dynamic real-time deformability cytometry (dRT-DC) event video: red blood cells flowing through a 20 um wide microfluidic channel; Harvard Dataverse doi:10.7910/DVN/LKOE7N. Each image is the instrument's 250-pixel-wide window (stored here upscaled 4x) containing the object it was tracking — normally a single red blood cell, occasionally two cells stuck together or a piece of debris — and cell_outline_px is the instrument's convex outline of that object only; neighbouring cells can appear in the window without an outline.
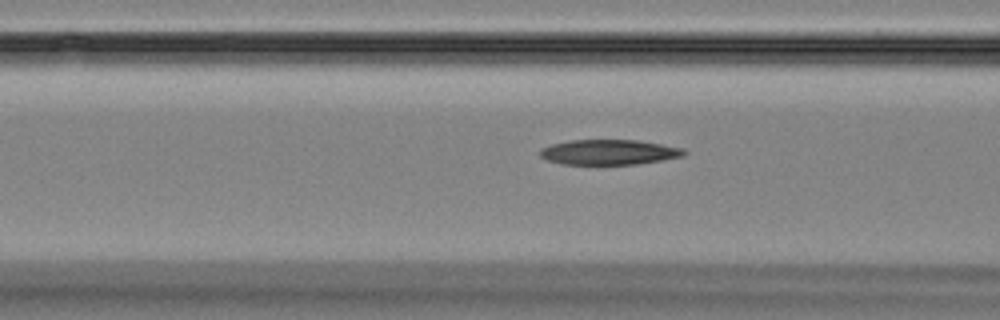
{"species": "Egyptian fruit bat (a non-hibernating species)", "species_latin": "Rousettus aegyptiacus", "temperature_condition": "room temperature", "stored_images_in_passage": 5, "camera_frame_rate_fps": 3000, "um_per_image_px": 0.085, "animal": {"sex": "female"}, "frame": {"image": 1, "passage_image": 5, "time_ms": 5.667, "image_size_px": [1000, 320], "cell_outline_px": [[688, 152], [684, 156], [664, 160], [636, 164], [560, 164], [548, 160], [540, 156], [540, 148], [552, 144], [572, 140], [636, 140], [684, 148]], "centroid_in_image_um": [51.79, 12.93], "position_along_channel_um": 114.8, "area_um2": 21.1}}